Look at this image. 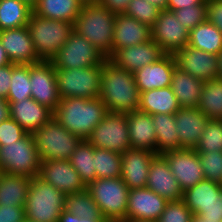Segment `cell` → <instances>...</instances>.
<instances>
[{
    "label": "cell",
    "instance_id": "cell-1",
    "mask_svg": "<svg viewBox=\"0 0 222 222\" xmlns=\"http://www.w3.org/2000/svg\"><path fill=\"white\" fill-rule=\"evenodd\" d=\"M99 98L108 111L123 114L137 111L140 92L135 82L134 73L117 67L107 59L103 63Z\"/></svg>",
    "mask_w": 222,
    "mask_h": 222
},
{
    "label": "cell",
    "instance_id": "cell-2",
    "mask_svg": "<svg viewBox=\"0 0 222 222\" xmlns=\"http://www.w3.org/2000/svg\"><path fill=\"white\" fill-rule=\"evenodd\" d=\"M107 112L105 104L99 97L94 99L70 97L60 99L53 117L69 132L84 140L90 136Z\"/></svg>",
    "mask_w": 222,
    "mask_h": 222
},
{
    "label": "cell",
    "instance_id": "cell-3",
    "mask_svg": "<svg viewBox=\"0 0 222 222\" xmlns=\"http://www.w3.org/2000/svg\"><path fill=\"white\" fill-rule=\"evenodd\" d=\"M116 15L99 3L84 5L73 24V31L85 37L109 59Z\"/></svg>",
    "mask_w": 222,
    "mask_h": 222
},
{
    "label": "cell",
    "instance_id": "cell-4",
    "mask_svg": "<svg viewBox=\"0 0 222 222\" xmlns=\"http://www.w3.org/2000/svg\"><path fill=\"white\" fill-rule=\"evenodd\" d=\"M27 28L41 61H51L73 32L72 23L40 17L33 12Z\"/></svg>",
    "mask_w": 222,
    "mask_h": 222
},
{
    "label": "cell",
    "instance_id": "cell-5",
    "mask_svg": "<svg viewBox=\"0 0 222 222\" xmlns=\"http://www.w3.org/2000/svg\"><path fill=\"white\" fill-rule=\"evenodd\" d=\"M64 202L65 194L37 175L29 185L25 218L34 222H58Z\"/></svg>",
    "mask_w": 222,
    "mask_h": 222
},
{
    "label": "cell",
    "instance_id": "cell-6",
    "mask_svg": "<svg viewBox=\"0 0 222 222\" xmlns=\"http://www.w3.org/2000/svg\"><path fill=\"white\" fill-rule=\"evenodd\" d=\"M35 145L42 161L69 160L81 138L69 132L54 117L33 133Z\"/></svg>",
    "mask_w": 222,
    "mask_h": 222
},
{
    "label": "cell",
    "instance_id": "cell-7",
    "mask_svg": "<svg viewBox=\"0 0 222 222\" xmlns=\"http://www.w3.org/2000/svg\"><path fill=\"white\" fill-rule=\"evenodd\" d=\"M40 164L33 134L27 133L14 143H0L1 173L33 178L39 174Z\"/></svg>",
    "mask_w": 222,
    "mask_h": 222
},
{
    "label": "cell",
    "instance_id": "cell-8",
    "mask_svg": "<svg viewBox=\"0 0 222 222\" xmlns=\"http://www.w3.org/2000/svg\"><path fill=\"white\" fill-rule=\"evenodd\" d=\"M86 189L107 222L126 220L129 188L121 177L96 179Z\"/></svg>",
    "mask_w": 222,
    "mask_h": 222
},
{
    "label": "cell",
    "instance_id": "cell-9",
    "mask_svg": "<svg viewBox=\"0 0 222 222\" xmlns=\"http://www.w3.org/2000/svg\"><path fill=\"white\" fill-rule=\"evenodd\" d=\"M102 73L103 64L81 69H55L60 98L94 99L99 97Z\"/></svg>",
    "mask_w": 222,
    "mask_h": 222
},
{
    "label": "cell",
    "instance_id": "cell-10",
    "mask_svg": "<svg viewBox=\"0 0 222 222\" xmlns=\"http://www.w3.org/2000/svg\"><path fill=\"white\" fill-rule=\"evenodd\" d=\"M106 60L101 51L73 31L51 62L55 69H81L102 65Z\"/></svg>",
    "mask_w": 222,
    "mask_h": 222
},
{
    "label": "cell",
    "instance_id": "cell-11",
    "mask_svg": "<svg viewBox=\"0 0 222 222\" xmlns=\"http://www.w3.org/2000/svg\"><path fill=\"white\" fill-rule=\"evenodd\" d=\"M87 141L93 147L119 154L131 149L126 114L108 111L94 127Z\"/></svg>",
    "mask_w": 222,
    "mask_h": 222
},
{
    "label": "cell",
    "instance_id": "cell-12",
    "mask_svg": "<svg viewBox=\"0 0 222 222\" xmlns=\"http://www.w3.org/2000/svg\"><path fill=\"white\" fill-rule=\"evenodd\" d=\"M190 32L180 24L175 14L168 10L160 11L155 24L151 27V39L165 54H175L186 47Z\"/></svg>",
    "mask_w": 222,
    "mask_h": 222
},
{
    "label": "cell",
    "instance_id": "cell-13",
    "mask_svg": "<svg viewBox=\"0 0 222 222\" xmlns=\"http://www.w3.org/2000/svg\"><path fill=\"white\" fill-rule=\"evenodd\" d=\"M31 97L53 112L60 103L55 68L51 61L29 64Z\"/></svg>",
    "mask_w": 222,
    "mask_h": 222
},
{
    "label": "cell",
    "instance_id": "cell-14",
    "mask_svg": "<svg viewBox=\"0 0 222 222\" xmlns=\"http://www.w3.org/2000/svg\"><path fill=\"white\" fill-rule=\"evenodd\" d=\"M162 155L183 191L205 179L199 155L193 148L167 151Z\"/></svg>",
    "mask_w": 222,
    "mask_h": 222
},
{
    "label": "cell",
    "instance_id": "cell-15",
    "mask_svg": "<svg viewBox=\"0 0 222 222\" xmlns=\"http://www.w3.org/2000/svg\"><path fill=\"white\" fill-rule=\"evenodd\" d=\"M176 65L181 70L201 80L208 82L218 77L219 55L198 50L190 45L174 54Z\"/></svg>",
    "mask_w": 222,
    "mask_h": 222
},
{
    "label": "cell",
    "instance_id": "cell-16",
    "mask_svg": "<svg viewBox=\"0 0 222 222\" xmlns=\"http://www.w3.org/2000/svg\"><path fill=\"white\" fill-rule=\"evenodd\" d=\"M38 176L65 195L86 189L69 160L42 161Z\"/></svg>",
    "mask_w": 222,
    "mask_h": 222
},
{
    "label": "cell",
    "instance_id": "cell-17",
    "mask_svg": "<svg viewBox=\"0 0 222 222\" xmlns=\"http://www.w3.org/2000/svg\"><path fill=\"white\" fill-rule=\"evenodd\" d=\"M168 202L147 187L129 190L126 219L158 221Z\"/></svg>",
    "mask_w": 222,
    "mask_h": 222
},
{
    "label": "cell",
    "instance_id": "cell-18",
    "mask_svg": "<svg viewBox=\"0 0 222 222\" xmlns=\"http://www.w3.org/2000/svg\"><path fill=\"white\" fill-rule=\"evenodd\" d=\"M0 42L13 64H34L37 57L27 26L0 31Z\"/></svg>",
    "mask_w": 222,
    "mask_h": 222
},
{
    "label": "cell",
    "instance_id": "cell-19",
    "mask_svg": "<svg viewBox=\"0 0 222 222\" xmlns=\"http://www.w3.org/2000/svg\"><path fill=\"white\" fill-rule=\"evenodd\" d=\"M165 53L152 39L127 48L118 49L109 60L117 67L135 73L145 65L152 64Z\"/></svg>",
    "mask_w": 222,
    "mask_h": 222
},
{
    "label": "cell",
    "instance_id": "cell-20",
    "mask_svg": "<svg viewBox=\"0 0 222 222\" xmlns=\"http://www.w3.org/2000/svg\"><path fill=\"white\" fill-rule=\"evenodd\" d=\"M147 188L168 201L183 199L184 191L169 168L166 158L156 154L150 162Z\"/></svg>",
    "mask_w": 222,
    "mask_h": 222
},
{
    "label": "cell",
    "instance_id": "cell-21",
    "mask_svg": "<svg viewBox=\"0 0 222 222\" xmlns=\"http://www.w3.org/2000/svg\"><path fill=\"white\" fill-rule=\"evenodd\" d=\"M156 153L145 149H128L121 153V178L129 190L147 186L150 162Z\"/></svg>",
    "mask_w": 222,
    "mask_h": 222
},
{
    "label": "cell",
    "instance_id": "cell-22",
    "mask_svg": "<svg viewBox=\"0 0 222 222\" xmlns=\"http://www.w3.org/2000/svg\"><path fill=\"white\" fill-rule=\"evenodd\" d=\"M176 66L174 55L165 54L158 61L137 70L134 73V77L139 92L169 87L172 81V73Z\"/></svg>",
    "mask_w": 222,
    "mask_h": 222
},
{
    "label": "cell",
    "instance_id": "cell-23",
    "mask_svg": "<svg viewBox=\"0 0 222 222\" xmlns=\"http://www.w3.org/2000/svg\"><path fill=\"white\" fill-rule=\"evenodd\" d=\"M151 40V28L124 13L116 15L113 30L112 55L121 48Z\"/></svg>",
    "mask_w": 222,
    "mask_h": 222
},
{
    "label": "cell",
    "instance_id": "cell-24",
    "mask_svg": "<svg viewBox=\"0 0 222 222\" xmlns=\"http://www.w3.org/2000/svg\"><path fill=\"white\" fill-rule=\"evenodd\" d=\"M8 104L10 118L16 121L28 134H33L54 116L52 110L39 104L33 98L8 102Z\"/></svg>",
    "mask_w": 222,
    "mask_h": 222
},
{
    "label": "cell",
    "instance_id": "cell-25",
    "mask_svg": "<svg viewBox=\"0 0 222 222\" xmlns=\"http://www.w3.org/2000/svg\"><path fill=\"white\" fill-rule=\"evenodd\" d=\"M175 128L184 148H195L209 118L198 108H180L175 114Z\"/></svg>",
    "mask_w": 222,
    "mask_h": 222
},
{
    "label": "cell",
    "instance_id": "cell-26",
    "mask_svg": "<svg viewBox=\"0 0 222 222\" xmlns=\"http://www.w3.org/2000/svg\"><path fill=\"white\" fill-rule=\"evenodd\" d=\"M131 148L145 149L155 153L156 132L152 115L142 111L126 114Z\"/></svg>",
    "mask_w": 222,
    "mask_h": 222
},
{
    "label": "cell",
    "instance_id": "cell-27",
    "mask_svg": "<svg viewBox=\"0 0 222 222\" xmlns=\"http://www.w3.org/2000/svg\"><path fill=\"white\" fill-rule=\"evenodd\" d=\"M170 87L181 108H197L203 88L201 80L176 66Z\"/></svg>",
    "mask_w": 222,
    "mask_h": 222
},
{
    "label": "cell",
    "instance_id": "cell-28",
    "mask_svg": "<svg viewBox=\"0 0 222 222\" xmlns=\"http://www.w3.org/2000/svg\"><path fill=\"white\" fill-rule=\"evenodd\" d=\"M180 105L171 87L155 88L140 93L138 110L150 115L175 114Z\"/></svg>",
    "mask_w": 222,
    "mask_h": 222
},
{
    "label": "cell",
    "instance_id": "cell-29",
    "mask_svg": "<svg viewBox=\"0 0 222 222\" xmlns=\"http://www.w3.org/2000/svg\"><path fill=\"white\" fill-rule=\"evenodd\" d=\"M32 178L24 175L0 174V206L25 207Z\"/></svg>",
    "mask_w": 222,
    "mask_h": 222
},
{
    "label": "cell",
    "instance_id": "cell-30",
    "mask_svg": "<svg viewBox=\"0 0 222 222\" xmlns=\"http://www.w3.org/2000/svg\"><path fill=\"white\" fill-rule=\"evenodd\" d=\"M82 6L78 0H39L33 8V13L40 17L74 24Z\"/></svg>",
    "mask_w": 222,
    "mask_h": 222
},
{
    "label": "cell",
    "instance_id": "cell-31",
    "mask_svg": "<svg viewBox=\"0 0 222 222\" xmlns=\"http://www.w3.org/2000/svg\"><path fill=\"white\" fill-rule=\"evenodd\" d=\"M152 120L156 132V154L184 149L176 132L174 114H154Z\"/></svg>",
    "mask_w": 222,
    "mask_h": 222
},
{
    "label": "cell",
    "instance_id": "cell-32",
    "mask_svg": "<svg viewBox=\"0 0 222 222\" xmlns=\"http://www.w3.org/2000/svg\"><path fill=\"white\" fill-rule=\"evenodd\" d=\"M221 192L222 185L220 183L204 179L195 186L186 189L182 200L193 215L197 216L203 208L211 205Z\"/></svg>",
    "mask_w": 222,
    "mask_h": 222
},
{
    "label": "cell",
    "instance_id": "cell-33",
    "mask_svg": "<svg viewBox=\"0 0 222 222\" xmlns=\"http://www.w3.org/2000/svg\"><path fill=\"white\" fill-rule=\"evenodd\" d=\"M188 45L219 55L222 52V32L206 20L190 31Z\"/></svg>",
    "mask_w": 222,
    "mask_h": 222
},
{
    "label": "cell",
    "instance_id": "cell-34",
    "mask_svg": "<svg viewBox=\"0 0 222 222\" xmlns=\"http://www.w3.org/2000/svg\"><path fill=\"white\" fill-rule=\"evenodd\" d=\"M69 161L86 187L96 180L94 147L87 139L81 140Z\"/></svg>",
    "mask_w": 222,
    "mask_h": 222
},
{
    "label": "cell",
    "instance_id": "cell-35",
    "mask_svg": "<svg viewBox=\"0 0 222 222\" xmlns=\"http://www.w3.org/2000/svg\"><path fill=\"white\" fill-rule=\"evenodd\" d=\"M33 9L20 0H0V31L27 26Z\"/></svg>",
    "mask_w": 222,
    "mask_h": 222
},
{
    "label": "cell",
    "instance_id": "cell-36",
    "mask_svg": "<svg viewBox=\"0 0 222 222\" xmlns=\"http://www.w3.org/2000/svg\"><path fill=\"white\" fill-rule=\"evenodd\" d=\"M197 108L209 119H222V79L203 82Z\"/></svg>",
    "mask_w": 222,
    "mask_h": 222
},
{
    "label": "cell",
    "instance_id": "cell-37",
    "mask_svg": "<svg viewBox=\"0 0 222 222\" xmlns=\"http://www.w3.org/2000/svg\"><path fill=\"white\" fill-rule=\"evenodd\" d=\"M64 209L80 218L104 219L98 205L87 189L73 194H66Z\"/></svg>",
    "mask_w": 222,
    "mask_h": 222
},
{
    "label": "cell",
    "instance_id": "cell-38",
    "mask_svg": "<svg viewBox=\"0 0 222 222\" xmlns=\"http://www.w3.org/2000/svg\"><path fill=\"white\" fill-rule=\"evenodd\" d=\"M96 179L121 177V154L94 147Z\"/></svg>",
    "mask_w": 222,
    "mask_h": 222
},
{
    "label": "cell",
    "instance_id": "cell-39",
    "mask_svg": "<svg viewBox=\"0 0 222 222\" xmlns=\"http://www.w3.org/2000/svg\"><path fill=\"white\" fill-rule=\"evenodd\" d=\"M7 102H18L31 97L29 64H13Z\"/></svg>",
    "mask_w": 222,
    "mask_h": 222
},
{
    "label": "cell",
    "instance_id": "cell-40",
    "mask_svg": "<svg viewBox=\"0 0 222 222\" xmlns=\"http://www.w3.org/2000/svg\"><path fill=\"white\" fill-rule=\"evenodd\" d=\"M194 150L197 153L222 151V119H209L199 143Z\"/></svg>",
    "mask_w": 222,
    "mask_h": 222
},
{
    "label": "cell",
    "instance_id": "cell-41",
    "mask_svg": "<svg viewBox=\"0 0 222 222\" xmlns=\"http://www.w3.org/2000/svg\"><path fill=\"white\" fill-rule=\"evenodd\" d=\"M160 11V9L146 0H131L124 14L151 28L155 24Z\"/></svg>",
    "mask_w": 222,
    "mask_h": 222
},
{
    "label": "cell",
    "instance_id": "cell-42",
    "mask_svg": "<svg viewBox=\"0 0 222 222\" xmlns=\"http://www.w3.org/2000/svg\"><path fill=\"white\" fill-rule=\"evenodd\" d=\"M173 13L179 20L180 24L186 27L190 32L197 25L207 20V2L188 8L174 10Z\"/></svg>",
    "mask_w": 222,
    "mask_h": 222
},
{
    "label": "cell",
    "instance_id": "cell-43",
    "mask_svg": "<svg viewBox=\"0 0 222 222\" xmlns=\"http://www.w3.org/2000/svg\"><path fill=\"white\" fill-rule=\"evenodd\" d=\"M206 180L222 184V151L198 153Z\"/></svg>",
    "mask_w": 222,
    "mask_h": 222
},
{
    "label": "cell",
    "instance_id": "cell-44",
    "mask_svg": "<svg viewBox=\"0 0 222 222\" xmlns=\"http://www.w3.org/2000/svg\"><path fill=\"white\" fill-rule=\"evenodd\" d=\"M193 217L192 211L183 200L169 201L158 222H192Z\"/></svg>",
    "mask_w": 222,
    "mask_h": 222
},
{
    "label": "cell",
    "instance_id": "cell-45",
    "mask_svg": "<svg viewBox=\"0 0 222 222\" xmlns=\"http://www.w3.org/2000/svg\"><path fill=\"white\" fill-rule=\"evenodd\" d=\"M26 134L27 132L10 117L0 122V143H14Z\"/></svg>",
    "mask_w": 222,
    "mask_h": 222
},
{
    "label": "cell",
    "instance_id": "cell-46",
    "mask_svg": "<svg viewBox=\"0 0 222 222\" xmlns=\"http://www.w3.org/2000/svg\"><path fill=\"white\" fill-rule=\"evenodd\" d=\"M25 219V207L0 206V222H24Z\"/></svg>",
    "mask_w": 222,
    "mask_h": 222
},
{
    "label": "cell",
    "instance_id": "cell-47",
    "mask_svg": "<svg viewBox=\"0 0 222 222\" xmlns=\"http://www.w3.org/2000/svg\"><path fill=\"white\" fill-rule=\"evenodd\" d=\"M197 216L211 221L222 222V192L211 205L203 208Z\"/></svg>",
    "mask_w": 222,
    "mask_h": 222
},
{
    "label": "cell",
    "instance_id": "cell-48",
    "mask_svg": "<svg viewBox=\"0 0 222 222\" xmlns=\"http://www.w3.org/2000/svg\"><path fill=\"white\" fill-rule=\"evenodd\" d=\"M206 16L222 32V0H208Z\"/></svg>",
    "mask_w": 222,
    "mask_h": 222
},
{
    "label": "cell",
    "instance_id": "cell-49",
    "mask_svg": "<svg viewBox=\"0 0 222 222\" xmlns=\"http://www.w3.org/2000/svg\"><path fill=\"white\" fill-rule=\"evenodd\" d=\"M12 77V63L0 67V97L6 99Z\"/></svg>",
    "mask_w": 222,
    "mask_h": 222
},
{
    "label": "cell",
    "instance_id": "cell-50",
    "mask_svg": "<svg viewBox=\"0 0 222 222\" xmlns=\"http://www.w3.org/2000/svg\"><path fill=\"white\" fill-rule=\"evenodd\" d=\"M131 0H100L99 4L105 6L109 11L119 14L124 13Z\"/></svg>",
    "mask_w": 222,
    "mask_h": 222
},
{
    "label": "cell",
    "instance_id": "cell-51",
    "mask_svg": "<svg viewBox=\"0 0 222 222\" xmlns=\"http://www.w3.org/2000/svg\"><path fill=\"white\" fill-rule=\"evenodd\" d=\"M207 2V0H168L167 10L173 12L174 10L188 8Z\"/></svg>",
    "mask_w": 222,
    "mask_h": 222
},
{
    "label": "cell",
    "instance_id": "cell-52",
    "mask_svg": "<svg viewBox=\"0 0 222 222\" xmlns=\"http://www.w3.org/2000/svg\"><path fill=\"white\" fill-rule=\"evenodd\" d=\"M58 222H107V221L105 219L80 218L64 209L59 217Z\"/></svg>",
    "mask_w": 222,
    "mask_h": 222
},
{
    "label": "cell",
    "instance_id": "cell-53",
    "mask_svg": "<svg viewBox=\"0 0 222 222\" xmlns=\"http://www.w3.org/2000/svg\"><path fill=\"white\" fill-rule=\"evenodd\" d=\"M10 117L9 104L6 99L0 97V122Z\"/></svg>",
    "mask_w": 222,
    "mask_h": 222
},
{
    "label": "cell",
    "instance_id": "cell-54",
    "mask_svg": "<svg viewBox=\"0 0 222 222\" xmlns=\"http://www.w3.org/2000/svg\"><path fill=\"white\" fill-rule=\"evenodd\" d=\"M146 1L153 4L161 11L167 10L168 0H146Z\"/></svg>",
    "mask_w": 222,
    "mask_h": 222
},
{
    "label": "cell",
    "instance_id": "cell-55",
    "mask_svg": "<svg viewBox=\"0 0 222 222\" xmlns=\"http://www.w3.org/2000/svg\"><path fill=\"white\" fill-rule=\"evenodd\" d=\"M10 60L5 52L4 47L2 46L0 42V67L5 66L7 64H10Z\"/></svg>",
    "mask_w": 222,
    "mask_h": 222
},
{
    "label": "cell",
    "instance_id": "cell-56",
    "mask_svg": "<svg viewBox=\"0 0 222 222\" xmlns=\"http://www.w3.org/2000/svg\"><path fill=\"white\" fill-rule=\"evenodd\" d=\"M218 67H219V74L217 78L222 79V52L219 54Z\"/></svg>",
    "mask_w": 222,
    "mask_h": 222
},
{
    "label": "cell",
    "instance_id": "cell-57",
    "mask_svg": "<svg viewBox=\"0 0 222 222\" xmlns=\"http://www.w3.org/2000/svg\"><path fill=\"white\" fill-rule=\"evenodd\" d=\"M20 1L26 3L29 7L33 9L37 5L39 0H20Z\"/></svg>",
    "mask_w": 222,
    "mask_h": 222
},
{
    "label": "cell",
    "instance_id": "cell-58",
    "mask_svg": "<svg viewBox=\"0 0 222 222\" xmlns=\"http://www.w3.org/2000/svg\"><path fill=\"white\" fill-rule=\"evenodd\" d=\"M192 222H217V221H211L208 219H203L200 216H194Z\"/></svg>",
    "mask_w": 222,
    "mask_h": 222
},
{
    "label": "cell",
    "instance_id": "cell-59",
    "mask_svg": "<svg viewBox=\"0 0 222 222\" xmlns=\"http://www.w3.org/2000/svg\"><path fill=\"white\" fill-rule=\"evenodd\" d=\"M83 6L89 4L99 3L100 0H78Z\"/></svg>",
    "mask_w": 222,
    "mask_h": 222
},
{
    "label": "cell",
    "instance_id": "cell-60",
    "mask_svg": "<svg viewBox=\"0 0 222 222\" xmlns=\"http://www.w3.org/2000/svg\"><path fill=\"white\" fill-rule=\"evenodd\" d=\"M120 222H158V221H151V220H138V219H126Z\"/></svg>",
    "mask_w": 222,
    "mask_h": 222
},
{
    "label": "cell",
    "instance_id": "cell-61",
    "mask_svg": "<svg viewBox=\"0 0 222 222\" xmlns=\"http://www.w3.org/2000/svg\"><path fill=\"white\" fill-rule=\"evenodd\" d=\"M24 222H34V221L29 220V219H25Z\"/></svg>",
    "mask_w": 222,
    "mask_h": 222
}]
</instances>
